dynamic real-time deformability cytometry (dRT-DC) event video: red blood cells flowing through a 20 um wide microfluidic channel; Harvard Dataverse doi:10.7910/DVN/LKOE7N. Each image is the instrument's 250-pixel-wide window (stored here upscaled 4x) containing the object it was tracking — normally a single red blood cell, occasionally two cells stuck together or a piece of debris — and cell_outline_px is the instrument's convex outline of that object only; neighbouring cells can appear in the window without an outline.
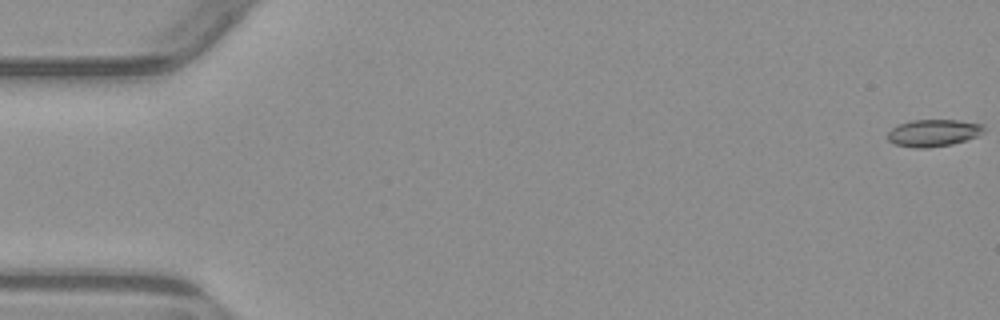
{"species": "common noctule bat (a hibernating species)", "species_latin": "Nyctalus noctula", "temperature_condition": "warm", "stored_images_in_passage": 6, "segment_of_instrument_passage": [1, 2], "camera_frame_rate_fps": 3000, "um_per_image_px": 0.085, "animal": {"sex": "male", "body_mass_g": 23.1, "forearm_length_mm": 52.7}, "frame": {"image": 1, "passage_image": 1, "time_ms": 0.0, "image_size_px": [1000, 320], "cell_outline_px": [[984, 132], [976, 136], [952, 144], [928, 148], [912, 148], [896, 144], [888, 140], [888, 132], [892, 128], [900, 124], [912, 120], [960, 120], [984, 124]], "centroid_in_image_um": [79.35, 11.29], "position_along_channel_um": 5.7, "area_um2": 15.14}}
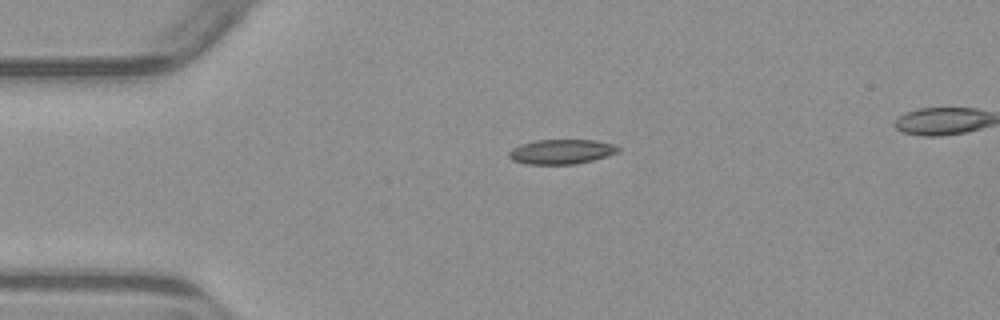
{"frame": {"image": 2, "passage_image": 4, "time_ms": 4.0, "image_size_px": [1000, 320], "cell_outline_px": [[620, 152], [592, 160], [576, 164], [528, 164], [512, 160], [508, 156], [508, 152], [512, 148], [520, 144], [536, 140], [596, 140], [612, 144], [620, 148]], "centroid_in_image_um": [47.71, 12.89], "position_along_channel_um": 37.3, "area_um2": 15.72}}